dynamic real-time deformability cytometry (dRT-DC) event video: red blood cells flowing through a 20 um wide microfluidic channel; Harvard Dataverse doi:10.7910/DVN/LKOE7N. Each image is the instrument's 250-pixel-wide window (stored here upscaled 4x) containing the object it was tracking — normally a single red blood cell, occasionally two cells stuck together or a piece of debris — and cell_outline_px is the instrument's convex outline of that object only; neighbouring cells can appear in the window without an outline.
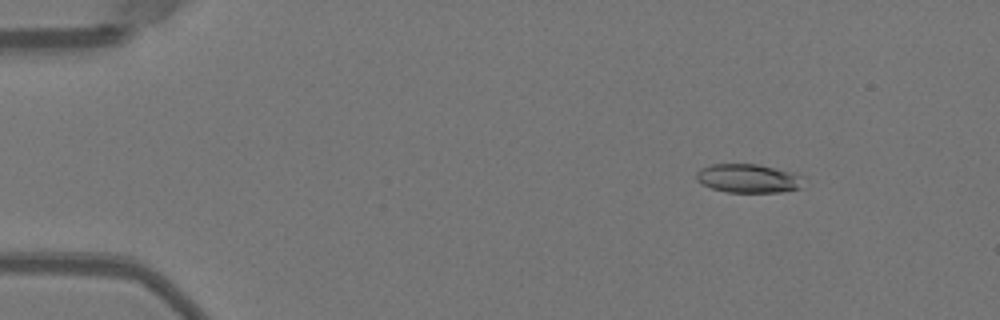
{"species": "Egyptian fruit bat (a non-hibernating species)", "species_latin": "Rousettus aegyptiacus", "temperature_condition": "warm", "stored_images_in_passage": 49, "camera_frame_rate_fps": 3000, "um_per_image_px": 0.085, "animal": {"sex": "female"}, "frame": {"image": 1, "passage_image": 5, "time_ms": 1.333, "image_size_px": [1000, 320], "cell_outline_px": [[804, 176], [800, 188], [780, 192], [728, 192], [712, 188], [700, 184], [696, 180], [696, 172], [700, 168], [712, 164], [760, 164], [792, 172]], "centroid_in_image_um": [63.58, 15.15], "position_along_channel_um": 21.4, "area_um2": 18.09}}
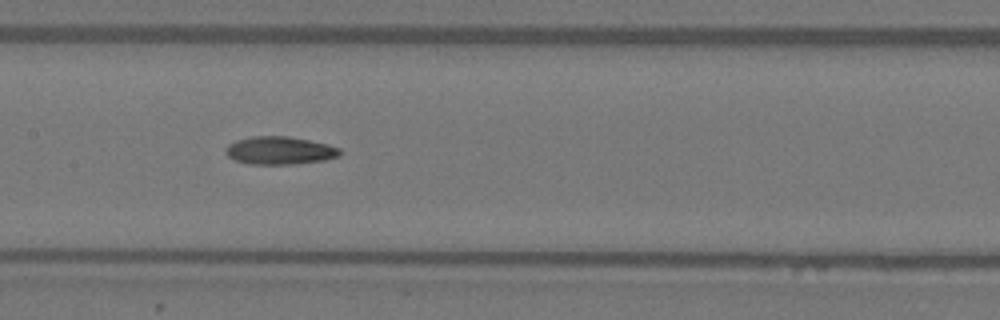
{"frame": {"image": 2, "passage_image": 24, "time_ms": 7.667, "image_size_px": [1000, 320], "cell_outline_px": [[344, 152], [340, 156], [324, 160], [296, 164], [248, 164], [236, 160], [228, 156], [224, 152], [224, 148], [228, 144], [236, 140], [252, 136], [288, 136], [328, 144], [340, 148]], "centroid_in_image_um": [23.79, 12.79], "position_along_channel_um": 183.6, "area_um2": 18.79}}
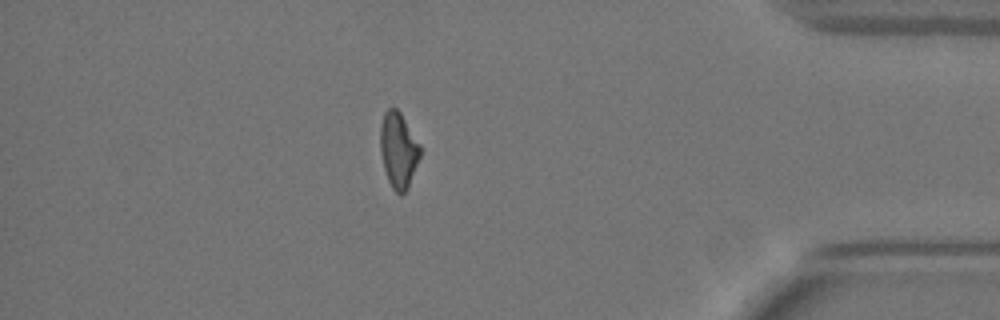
{"frame": {"image": 3, "passage_image": 43, "time_ms": 14.0, "image_size_px": [1000, 320], "cell_outline_px": [[420, 156], [408, 188], [400, 196], [392, 188], [388, 180], [384, 168], [380, 152], [380, 124], [384, 112], [388, 108], [396, 108], [400, 112], [420, 144]], "centroid_in_image_um": [33.85, 12.75], "position_along_channel_um": 401.3, "area_um2": 17.57}, "authors_computed_cell_mechanics": {"area_um2": 18.0914, "velocity_mm_per_s": 4.0171, "shape_relaxation_time_tau1_ms": null, "shape_relaxation_time_tau2_ms": 4.0209, "deformation_change_tau1": null, "deformation_change_tau2": 0.1133}}